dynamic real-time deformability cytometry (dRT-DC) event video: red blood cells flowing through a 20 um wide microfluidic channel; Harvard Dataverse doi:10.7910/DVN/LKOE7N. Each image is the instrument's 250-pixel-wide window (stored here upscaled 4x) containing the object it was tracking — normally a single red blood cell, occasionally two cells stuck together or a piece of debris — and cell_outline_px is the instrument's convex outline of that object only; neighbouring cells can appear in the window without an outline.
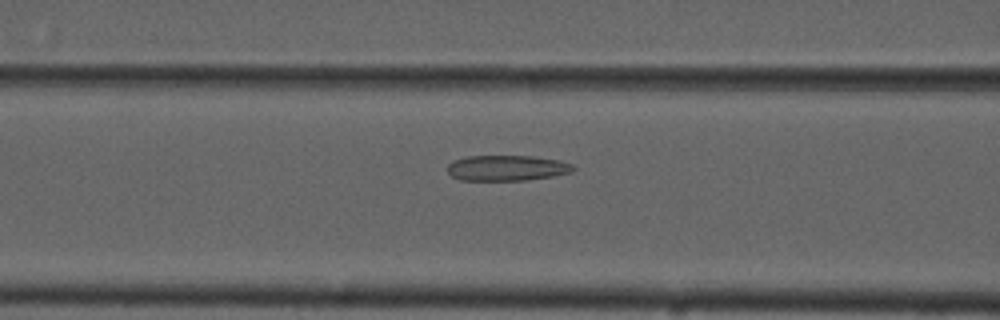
{"species": "common noctule bat (a hibernating species)", "species_latin": "Nyctalus noctula", "temperature_condition": "cold", "stored_images_in_passage": 48, "camera_frame_rate_fps": 3000, "um_per_image_px": 0.085, "animal": {"sex": "male", "forearm_length_mm": 52.5}, "frame": {"image": 1, "passage_image": 16, "time_ms": 5.0, "image_size_px": [1000, 320], "cell_outline_px": [[576, 168], [572, 172], [552, 176], [524, 180], [460, 180], [452, 176], [448, 172], [448, 164], [452, 160], [468, 156], [532, 156], [560, 160], [572, 164]], "centroid_in_image_um": [43.08, 14.27], "position_along_channel_um": 123.5, "area_um2": 18.73}}
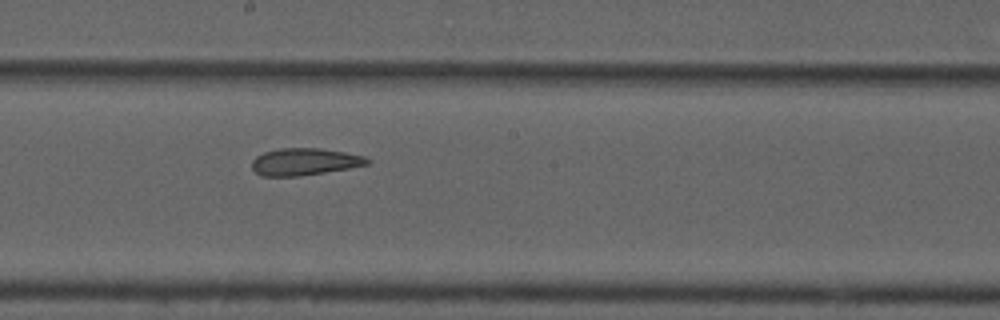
{"frame": {"image": 2, "passage_image": 24, "time_ms": 7.667, "image_size_px": [1000, 320], "cell_outline_px": [[372, 160], [368, 164], [348, 168], [300, 176], [260, 176], [252, 168], [252, 160], [256, 156], [264, 152], [280, 148], [320, 148], [344, 152], [364, 156]], "centroid_in_image_um": [25.87, 13.74], "position_along_channel_um": 222.3, "area_um2": 18.15}}
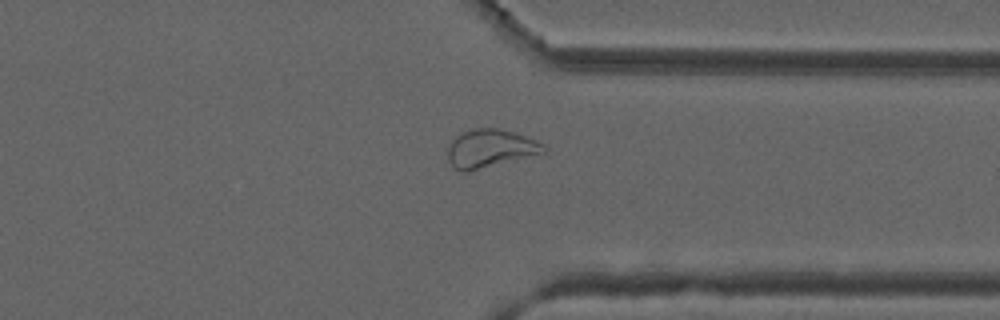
{"frame": {"image": 3, "passage_image": 36, "time_ms": 11.667, "image_size_px": [1000, 320], "cell_outline_px": [[548, 152], [468, 172], [460, 172], [448, 160], [448, 144], [456, 136], [464, 132], [476, 128], [500, 128], [536, 140], [544, 144], [548, 148]], "centroid_in_image_um": [41.69, 12.63], "position_along_channel_um": 369.7, "area_um2": 21.39}, "authors_computed_cell_mechanics": {"area_um2": 21.8195, "velocity_mm_per_s": 3.7175, "shape_relaxation_time_tau1_ms": null, "shape_relaxation_time_tau2_ms": 2.6301, "deformation_change_tau1": null, "deformation_change_tau2": 0.0754}}